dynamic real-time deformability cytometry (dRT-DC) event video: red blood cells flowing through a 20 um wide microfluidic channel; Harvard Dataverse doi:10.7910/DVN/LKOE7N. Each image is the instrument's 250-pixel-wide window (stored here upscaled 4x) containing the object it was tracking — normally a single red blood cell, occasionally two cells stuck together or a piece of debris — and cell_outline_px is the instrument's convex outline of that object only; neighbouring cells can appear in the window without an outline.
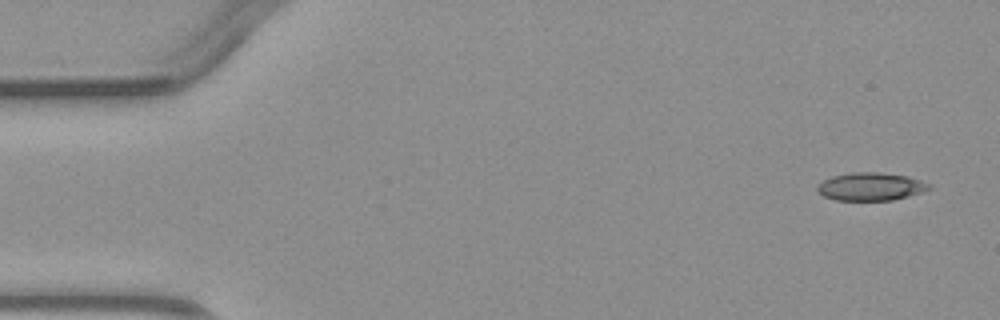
{"species": "common noctule bat (a hibernating species)", "species_latin": "Nyctalus noctula", "temperature_condition": "warm", "stored_images_in_passage": 4, "camera_frame_rate_fps": 3000, "um_per_image_px": 0.085, "animal": {"sex": "male", "body_mass_g": 23.1, "forearm_length_mm": 52.7}, "frame": {"image": 1, "passage_image": 1, "time_ms": 0.0, "image_size_px": [1000, 320], "cell_outline_px": [[932, 188], [924, 192], [892, 200], [836, 200], [824, 196], [816, 192], [816, 184], [832, 176], [852, 172], [876, 172], [908, 176], [932, 184]], "centroid_in_image_um": [74.01, 15.86], "position_along_channel_um": 11.0, "area_um2": 18.38}}
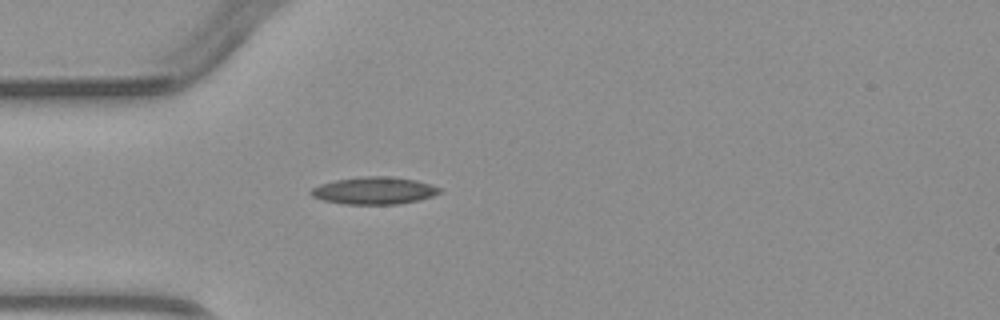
{"frame": {"image": 2, "passage_image": 4, "time_ms": 3.667, "image_size_px": [1000, 320], "cell_outline_px": [[440, 192], [432, 196], [420, 200], [396, 204], [344, 204], [324, 200], [312, 196], [308, 192], [312, 188], [320, 184], [336, 180], [364, 176], [392, 176], [416, 180], [432, 184], [440, 188]], "centroid_in_image_um": [31.81, 16.19], "position_along_channel_um": 53.2, "area_um2": 20.46}}